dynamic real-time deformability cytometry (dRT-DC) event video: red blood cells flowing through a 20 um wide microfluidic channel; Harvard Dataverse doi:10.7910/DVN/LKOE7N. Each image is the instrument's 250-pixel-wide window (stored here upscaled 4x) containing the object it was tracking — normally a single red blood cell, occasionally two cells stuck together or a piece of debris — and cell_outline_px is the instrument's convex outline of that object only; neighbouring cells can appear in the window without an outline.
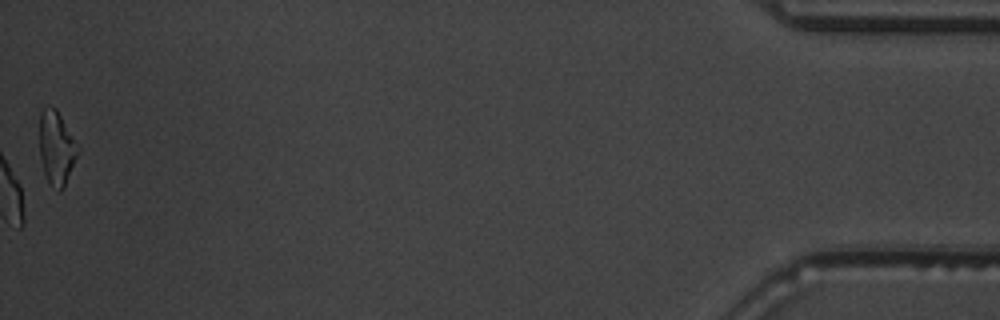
{"species": "common noctule bat (a hibernating species)", "species_latin": "Nyctalus noctula", "temperature_condition": "warm", "stored_images_in_passage": 54, "camera_frame_rate_fps": 3000, "um_per_image_px": 0.085, "animal": {"sex": "male", "body_mass_g": 19.5, "forearm_length_mm": 54.6}, "frame": {"image": 1, "passage_image": 54, "time_ms": 17.667, "image_size_px": [1000, 320], "cell_outline_px": [[80, 148], [64, 188], [60, 192], [48, 184], [44, 172], [40, 156], [40, 112], [44, 108], [56, 108]], "centroid_in_image_um": [4.8, 12.61], "position_along_channel_um": 430.4, "area_um2": 16.36}, "authors_computed_cell_mechanics": {"area_um2": 17.5423, "velocity_mm_per_s": 3.7621, "shape_relaxation_time_tau1_ms": 2.7066, "shape_relaxation_time_tau2_ms": 1.4595, "deformation_change_tau1": 0.112, "deformation_change_tau2": 0.0599}}